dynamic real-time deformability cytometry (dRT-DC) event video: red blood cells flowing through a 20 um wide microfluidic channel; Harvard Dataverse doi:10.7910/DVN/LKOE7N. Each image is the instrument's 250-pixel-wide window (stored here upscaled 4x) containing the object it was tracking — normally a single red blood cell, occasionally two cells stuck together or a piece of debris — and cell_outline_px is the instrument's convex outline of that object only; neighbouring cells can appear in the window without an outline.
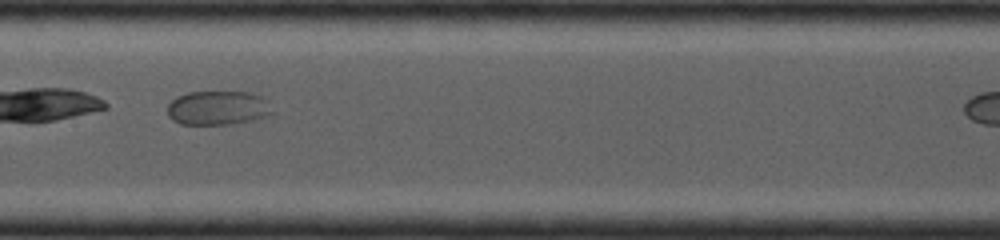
{"species": "common noctule bat (a hibernating species)", "species_latin": "Nyctalus noctula", "temperature_condition": "cold", "stored_images_in_passage": 19, "camera_frame_rate_fps": 4000, "um_per_image_px": 0.085, "animal": {"sex": "female", "body_mass_g": 19.0, "forearm_length_mm": 53.3}, "frame": {"image": 1, "passage_image": 18, "time_ms": 3.75, "image_size_px": [1000, 240], "cell_outline_px": [[272, 116], [252, 120], [228, 124], [180, 124], [172, 120], [168, 116], [168, 104], [176, 96], [188, 92], [244, 92], [260, 96], [264, 100], [272, 112]], "centroid_in_image_um": [18.47, 9.18], "position_along_channel_um": 188.9, "area_um2": 20.69}}